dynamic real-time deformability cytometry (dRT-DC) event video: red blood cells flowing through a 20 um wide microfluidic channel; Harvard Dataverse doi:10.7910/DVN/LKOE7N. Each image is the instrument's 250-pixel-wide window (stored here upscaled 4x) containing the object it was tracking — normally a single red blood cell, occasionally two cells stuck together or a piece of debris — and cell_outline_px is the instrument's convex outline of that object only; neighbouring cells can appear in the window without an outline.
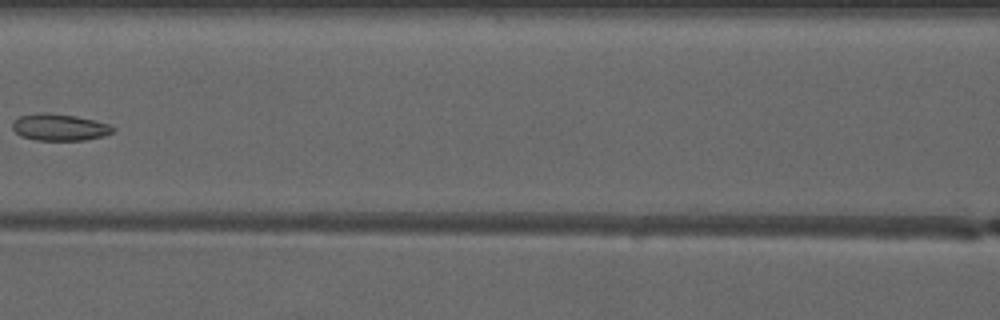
{"species": "common noctule bat (a hibernating species)", "species_latin": "Nyctalus noctula", "temperature_condition": "warm", "stored_images_in_passage": 6, "camera_frame_rate_fps": 3000, "um_per_image_px": 0.085, "animal": {"sex": "male", "forearm_length_mm": 52.5}, "frame": {"image": 1, "passage_image": 6, "time_ms": 6.667, "image_size_px": [1000, 320], "cell_outline_px": [[116, 128], [112, 132], [104, 136], [84, 140], [36, 140], [20, 136], [12, 128], [12, 124], [20, 116], [40, 112], [48, 112], [76, 116], [108, 124]], "centroid_in_image_um": [5.05, 10.82], "position_along_channel_um": 161.5, "area_um2": 15.61}}